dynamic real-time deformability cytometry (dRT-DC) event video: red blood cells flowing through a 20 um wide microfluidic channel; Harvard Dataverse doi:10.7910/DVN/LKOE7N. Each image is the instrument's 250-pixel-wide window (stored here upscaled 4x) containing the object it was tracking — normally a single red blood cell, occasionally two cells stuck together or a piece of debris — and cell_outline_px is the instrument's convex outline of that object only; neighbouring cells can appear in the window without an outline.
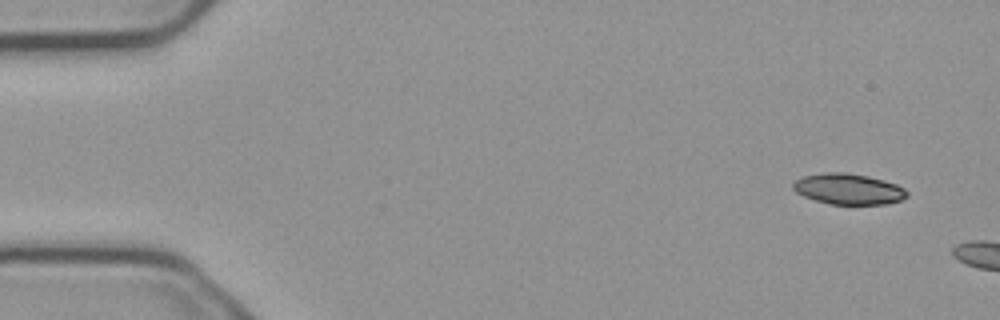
{"species": "common noctule bat (a hibernating species)", "species_latin": "Nyctalus noctula", "temperature_condition": "cold", "stored_images_in_passage": 3, "camera_frame_rate_fps": 3000, "um_per_image_px": 0.085, "animal": {"sex": "male", "body_mass_g": 23.1, "forearm_length_mm": 52.7}, "frame": {"image": 1, "passage_image": 1, "time_ms": 0.0, "image_size_px": [1000, 320], "cell_outline_px": [[908, 196], [900, 200], [888, 204], [828, 204], [804, 196], [796, 192], [792, 188], [792, 184], [796, 180], [804, 176], [824, 172], [844, 172], [868, 176], [884, 180], [896, 184], [904, 188], [908, 192]], "centroid_in_image_um": [72.12, 16.06], "position_along_channel_um": 12.9, "area_um2": 20.46}}